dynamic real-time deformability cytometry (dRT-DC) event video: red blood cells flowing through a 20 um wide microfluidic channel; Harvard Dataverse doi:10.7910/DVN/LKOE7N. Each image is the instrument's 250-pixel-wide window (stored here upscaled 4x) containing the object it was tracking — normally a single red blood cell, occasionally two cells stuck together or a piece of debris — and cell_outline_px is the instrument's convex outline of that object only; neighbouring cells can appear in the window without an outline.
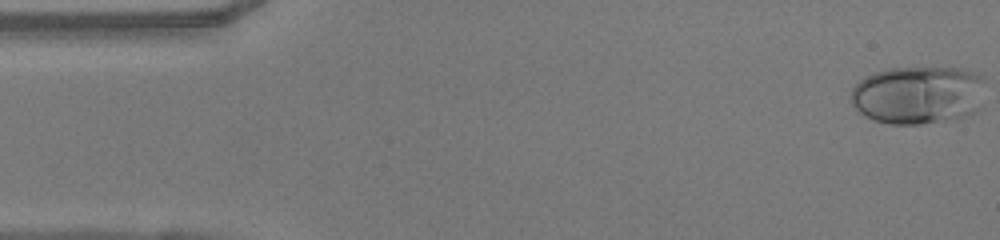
{"species": "human", "species_latin": "Homo sapiens", "temperature_condition": "warm", "stored_images_in_passage": 49, "camera_frame_rate_fps": 3000, "um_per_image_px": 0.085, "donor": {"sex": "female"}, "frame": {"image": 1, "passage_image": 1, "time_ms": 0.0, "image_size_px": [1000, 240], "cell_outline_px": [[984, 80], [980, 108], [976, 112], [964, 116], [920, 124], [888, 124], [872, 120], [864, 116], [852, 104], [852, 88], [864, 76], [888, 68], [964, 68], [980, 72], [984, 76]], "centroid_in_image_um": [78.06, 8.05], "position_along_channel_um": 6.9, "area_um2": 45.89}}
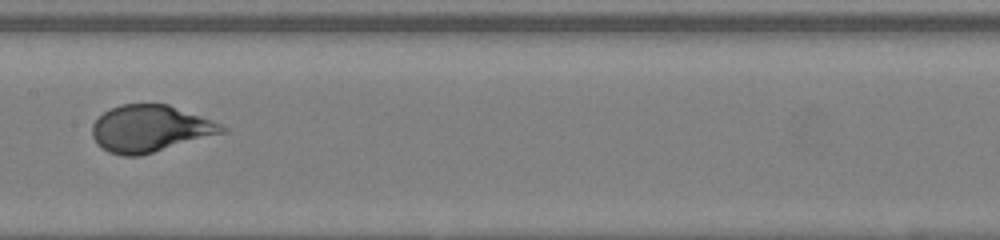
{"frame": {"image": 2, "passage_image": 24, "time_ms": 7.667, "image_size_px": [1000, 240], "cell_outline_px": [[228, 128], [224, 132], [140, 156], [124, 156], [108, 152], [96, 144], [92, 136], [92, 124], [104, 112], [120, 104], [168, 104], [212, 120]], "centroid_in_image_um": [12.72, 10.94], "position_along_channel_um": 194.7, "area_um2": 35.14}}
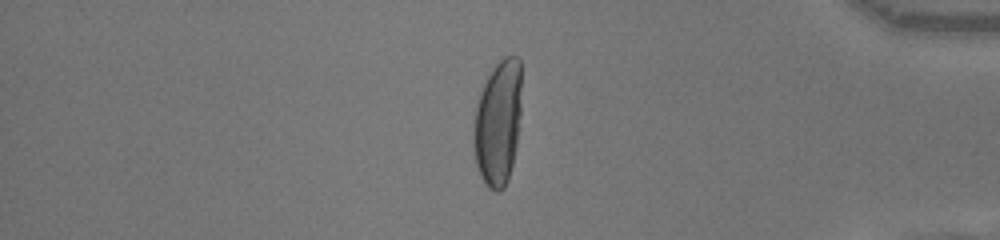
{"frame": {"image": 3, "passage_image": 41, "time_ms": 13.333, "image_size_px": [1000, 240], "cell_outline_px": [[520, 112], [516, 148], [508, 180], [504, 188], [500, 192], [496, 192], [488, 188], [480, 176], [476, 164], [472, 144], [472, 136], [476, 104], [480, 92], [492, 68], [504, 56], [516, 56], [520, 60]], "centroid_in_image_um": [42.3, 10.47], "position_along_channel_um": 392.9, "area_um2": 35.32}, "authors_computed_cell_mechanics": {"area_um2": 36.5874, "velocity_mm_per_s": 4.0859, "shape_relaxation_time_tau1_ms": 3.9497, "shape_relaxation_time_tau2_ms": null, "deformation_change_tau1": 0.242, "deformation_change_tau2": null}}